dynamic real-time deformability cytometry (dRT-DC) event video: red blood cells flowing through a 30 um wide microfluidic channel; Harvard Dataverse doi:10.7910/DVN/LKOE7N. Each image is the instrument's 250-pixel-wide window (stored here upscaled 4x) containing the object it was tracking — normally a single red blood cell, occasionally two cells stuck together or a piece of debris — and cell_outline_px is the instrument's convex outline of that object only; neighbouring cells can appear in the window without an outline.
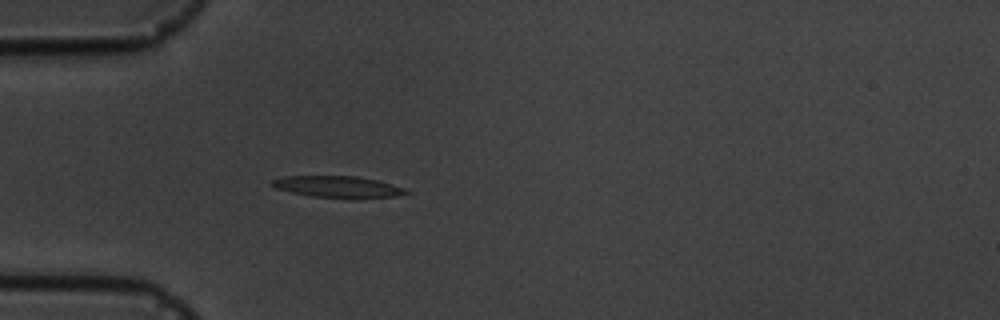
{"species": "common noctule bat (a hibernating species)", "species_latin": "Nyctalus noctula", "temperature_condition": "cold", "stored_images_in_passage": 3, "camera_frame_rate_fps": 3000, "um_per_image_px": 0.085, "animal": {"sex": "male", "body_mass_g": 19.5, "forearm_length_mm": 54.6}, "frame": {"image": 1, "passage_image": 3, "time_ms": 3.333, "image_size_px": [1000, 320], "cell_outline_px": [[412, 192], [396, 196], [356, 200], [312, 196], [292, 192], [276, 188], [268, 184], [272, 180], [284, 176], [356, 176], [376, 180], [392, 184], [404, 188]], "centroid_in_image_um": [28.76, 15.9], "position_along_channel_um": 56.2, "area_um2": 17.22}}